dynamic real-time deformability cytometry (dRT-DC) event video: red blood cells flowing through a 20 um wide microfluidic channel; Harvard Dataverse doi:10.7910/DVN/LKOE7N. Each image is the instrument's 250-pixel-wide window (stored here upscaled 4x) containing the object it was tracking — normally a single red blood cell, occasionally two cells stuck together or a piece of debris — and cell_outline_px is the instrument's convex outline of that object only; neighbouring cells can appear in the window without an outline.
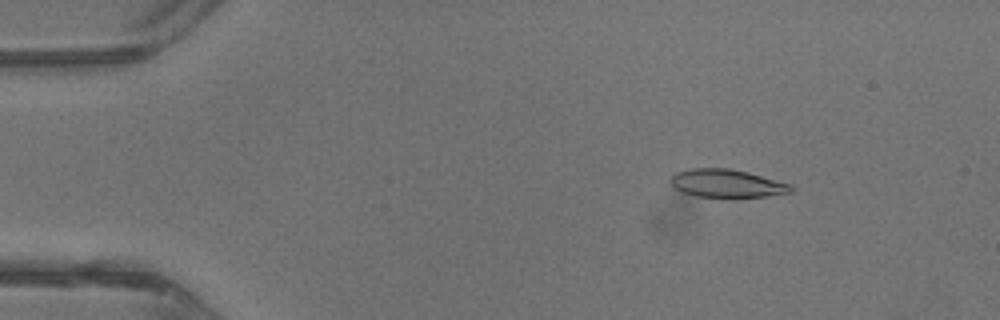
{"species": "common noctule bat (a hibernating species)", "species_latin": "Nyctalus noctula", "temperature_condition": "warm", "stored_images_in_passage": 43, "camera_frame_rate_fps": 3000, "um_per_image_px": 0.085, "animal": {"sex": "male", "body_mass_g": 13.3}, "frame": {"image": 1, "passage_image": 6, "time_ms": 1.667, "image_size_px": [1000, 320], "cell_outline_px": [[796, 188], [792, 192], [768, 196], [736, 200], [696, 196], [684, 192], [676, 188], [672, 184], [672, 176], [676, 172], [692, 168], [728, 168], [748, 172], [792, 184]], "centroid_in_image_um": [61.88, 15.63], "position_along_channel_um": 23.1, "area_um2": 20.4}}
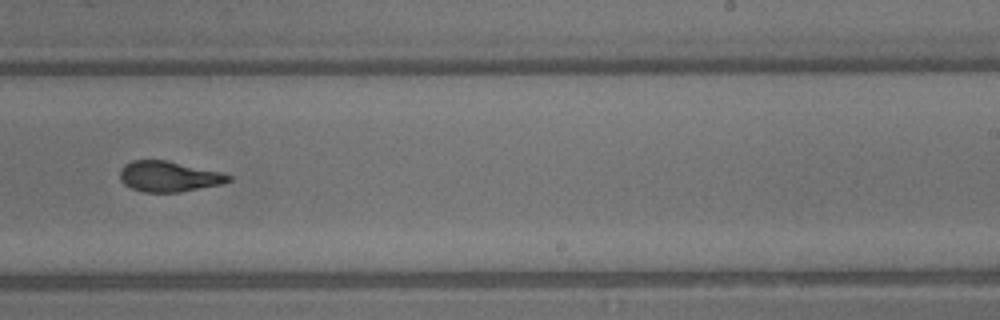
{"frame": {"image": 2, "passage_image": 27, "time_ms": 8.667, "image_size_px": [1000, 320], "cell_outline_px": [[232, 180], [220, 184], [180, 192], [144, 192], [132, 188], [124, 184], [120, 180], [120, 168], [124, 164], [132, 160], [168, 160], [220, 172], [232, 176]], "centroid_in_image_um": [14.32, 14.99], "position_along_channel_um": 274.7, "area_um2": 19.31}}
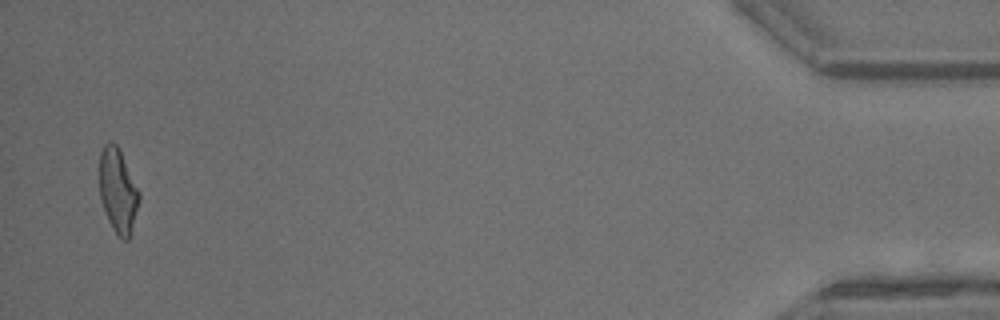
{"frame": {"image": 3, "passage_image": 42, "time_ms": 13.667, "image_size_px": [1000, 320], "cell_outline_px": [[140, 200], [132, 232], [128, 240], [120, 240], [116, 236], [108, 220], [100, 196], [100, 152], [104, 144], [108, 140], [112, 140], [120, 148], [140, 192]], "centroid_in_image_um": [10.05, 16.21], "position_along_channel_um": 425.2, "area_um2": 19.94}, "authors_computed_cell_mechanics": {"area_um2": 19.9988, "velocity_mm_per_s": 4.7908, "shape_relaxation_time_tau1_ms": null, "shape_relaxation_time_tau2_ms": 1.3483, "deformation_change_tau1": null, "deformation_change_tau2": 0.0861}}